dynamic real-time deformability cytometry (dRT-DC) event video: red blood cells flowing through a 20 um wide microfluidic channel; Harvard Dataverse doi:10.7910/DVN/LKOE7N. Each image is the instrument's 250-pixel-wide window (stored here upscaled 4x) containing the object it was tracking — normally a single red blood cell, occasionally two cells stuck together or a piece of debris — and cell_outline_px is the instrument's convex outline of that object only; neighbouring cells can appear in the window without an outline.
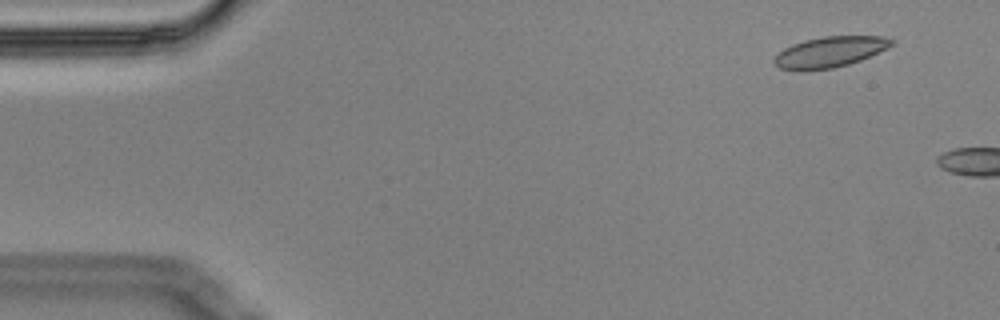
{"species": "Egyptian fruit bat (a non-hibernating species)", "species_latin": "Rousettus aegyptiacus", "temperature_condition": "cold", "stored_images_in_passage": 4, "camera_frame_rate_fps": 3000, "um_per_image_px": 0.085, "animal": {"sex": "male"}, "frame": {"image": 1, "passage_image": 1, "time_ms": 0.0, "image_size_px": [1000, 320], "cell_outline_px": [[896, 40], [888, 48], [860, 60], [848, 64], [832, 68], [804, 72], [796, 72], [780, 68], [772, 60], [784, 48], [792, 44], [804, 40], [824, 36], [884, 36]], "centroid_in_image_um": [70.51, 4.43], "position_along_channel_um": 14.5, "area_um2": 21.21}}